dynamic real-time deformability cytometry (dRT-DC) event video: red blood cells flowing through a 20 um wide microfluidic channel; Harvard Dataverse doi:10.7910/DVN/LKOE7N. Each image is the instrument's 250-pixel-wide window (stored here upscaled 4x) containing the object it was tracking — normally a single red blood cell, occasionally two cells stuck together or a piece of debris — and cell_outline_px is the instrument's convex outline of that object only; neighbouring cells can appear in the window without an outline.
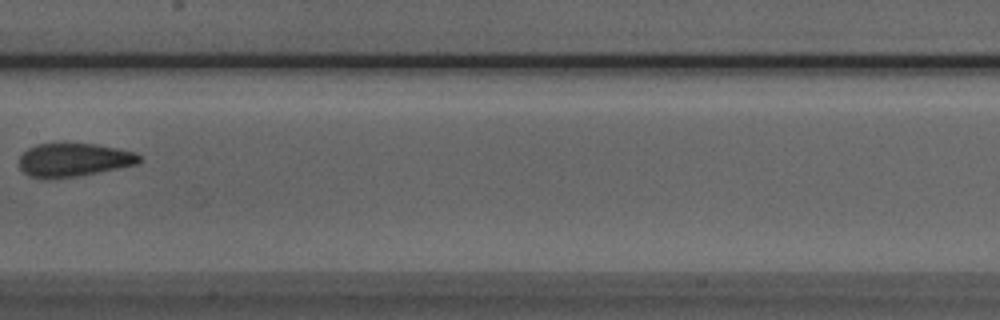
{"species": "Egyptian fruit bat (a non-hibernating species)", "species_latin": "Rousettus aegyptiacus", "temperature_condition": "room temperature", "stored_images_in_passage": 5, "camera_frame_rate_fps": 3000, "um_per_image_px": 0.085, "animal": {"sex": "male"}, "frame": {"image": 1, "passage_image": 4, "time_ms": 3.333, "image_size_px": [1000, 320], "cell_outline_px": [[140, 160], [136, 164], [76, 176], [52, 180], [40, 180], [28, 176], [20, 168], [20, 156], [28, 148], [36, 144], [96, 144], [136, 152], [140, 156]], "centroid_in_image_um": [6.2, 13.61], "position_along_channel_um": 201.2, "area_um2": 23.35}}
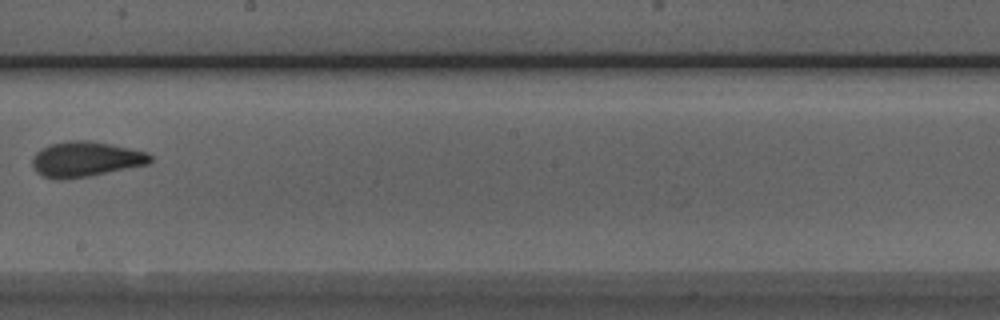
{"frame": {"image": 2, "passage_image": 5, "time_ms": 4.333, "image_size_px": [1000, 320], "cell_outline_px": [[152, 160], [148, 164], [88, 176], [60, 180], [44, 176], [36, 172], [32, 164], [32, 156], [40, 148], [52, 144], [68, 140], [88, 140], [112, 144], [148, 152], [152, 156]], "centroid_in_image_um": [7.27, 13.52], "position_along_channel_um": 240.9, "area_um2": 24.22}}